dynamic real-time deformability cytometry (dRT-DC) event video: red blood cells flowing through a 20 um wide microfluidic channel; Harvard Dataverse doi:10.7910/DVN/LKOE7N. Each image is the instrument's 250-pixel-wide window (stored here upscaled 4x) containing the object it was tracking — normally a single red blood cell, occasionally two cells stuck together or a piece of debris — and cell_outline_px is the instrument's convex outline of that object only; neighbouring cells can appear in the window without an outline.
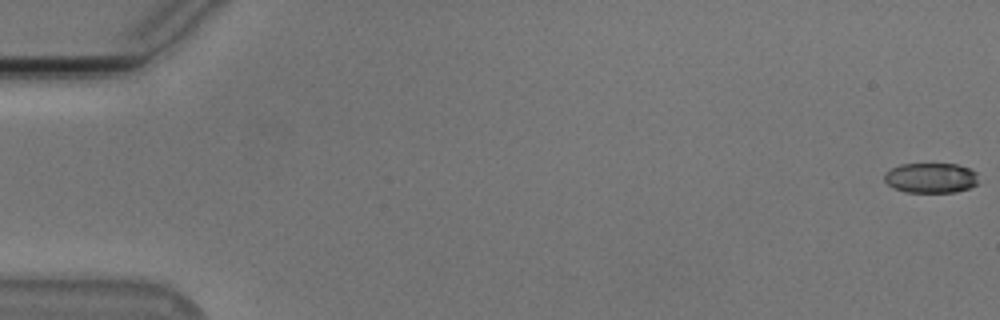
{"species": "Egyptian fruit bat (a non-hibernating species)", "species_latin": "Rousettus aegyptiacus", "temperature_condition": "cold", "stored_images_in_passage": 32, "camera_frame_rate_fps": 3000, "um_per_image_px": 0.085, "animal": {"sex": "male"}, "frame": {"image": 1, "passage_image": 1, "time_ms": 0.0, "image_size_px": [1000, 320], "cell_outline_px": [[976, 184], [968, 188], [956, 192], [904, 192], [892, 188], [884, 180], [884, 172], [900, 164], [956, 164], [968, 168], [976, 172]], "centroid_in_image_um": [79.07, 15.12], "position_along_channel_um": 5.9, "area_um2": 16.47}}
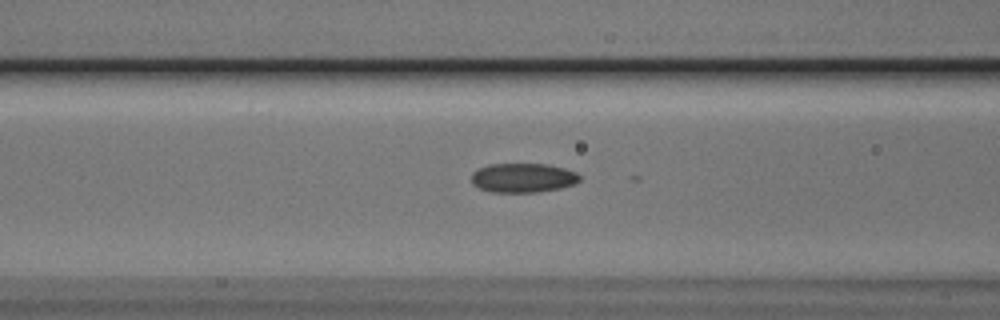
{"frame": {"image": 2, "passage_image": 23, "time_ms": 7.333, "image_size_px": [1000, 320], "cell_outline_px": [[580, 180], [576, 184], [560, 188], [540, 192], [492, 192], [480, 188], [472, 184], [472, 172], [476, 168], [488, 164], [548, 164], [564, 168], [576, 172], [580, 176]], "centroid_in_image_um": [44.45, 15.11], "position_along_channel_um": 122.1, "area_um2": 18.67}}
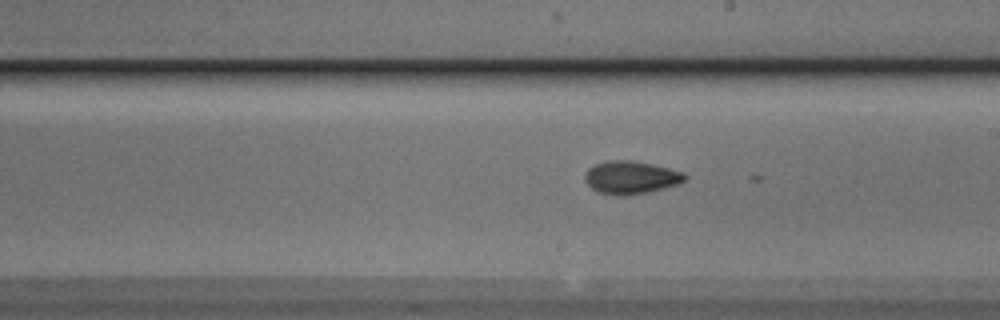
{"frame": {"image": 3, "passage_image": 32, "time_ms": 10.333, "image_size_px": [1000, 320], "cell_outline_px": [[688, 176], [684, 180], [676, 184], [664, 188], [648, 192], [596, 192], [584, 180], [584, 176], [588, 168], [596, 164], [608, 160], [632, 160], [652, 164], [684, 172]], "centroid_in_image_um": [53.63, 15.02], "position_along_channel_um": 235.4, "area_um2": 18.38}}